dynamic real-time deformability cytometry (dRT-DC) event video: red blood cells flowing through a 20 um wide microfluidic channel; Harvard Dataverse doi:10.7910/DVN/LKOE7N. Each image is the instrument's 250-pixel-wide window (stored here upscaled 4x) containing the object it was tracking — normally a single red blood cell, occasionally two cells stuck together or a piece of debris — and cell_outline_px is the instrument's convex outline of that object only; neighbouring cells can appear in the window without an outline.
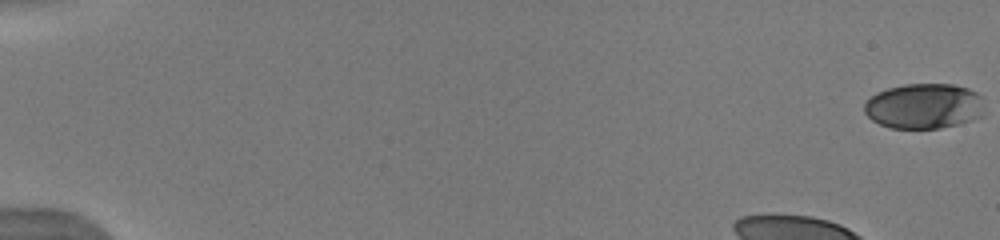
{"species": "human", "species_latin": "Homo sapiens", "temperature_condition": "warm", "stored_images_in_passage": 25, "camera_frame_rate_fps": 3000, "um_per_image_px": 0.085, "donor": {"sex": "male"}, "frame": {"image": 1, "passage_image": 1, "time_ms": 0.0, "image_size_px": [1000, 240], "cell_outline_px": [[980, 116], [956, 124], [940, 128], [892, 128], [880, 124], [872, 120], [864, 112], [864, 104], [876, 92], [888, 88], [904, 84], [952, 84], [968, 88], [976, 92], [980, 96]], "centroid_in_image_um": [78.47, 9.0], "position_along_channel_um": 6.5, "area_um2": 31.21}}